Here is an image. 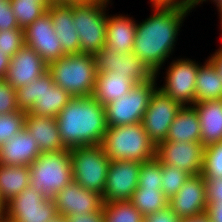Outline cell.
<instances>
[{
  "label": "cell",
  "instance_id": "1",
  "mask_svg": "<svg viewBox=\"0 0 222 222\" xmlns=\"http://www.w3.org/2000/svg\"><path fill=\"white\" fill-rule=\"evenodd\" d=\"M150 16L137 21L133 54L155 73L175 52L184 20L193 11L188 6L152 3ZM174 51V52H173Z\"/></svg>",
  "mask_w": 222,
  "mask_h": 222
},
{
  "label": "cell",
  "instance_id": "2",
  "mask_svg": "<svg viewBox=\"0 0 222 222\" xmlns=\"http://www.w3.org/2000/svg\"><path fill=\"white\" fill-rule=\"evenodd\" d=\"M56 120L65 148L102 144L107 129L105 106L92 95L72 97Z\"/></svg>",
  "mask_w": 222,
  "mask_h": 222
},
{
  "label": "cell",
  "instance_id": "3",
  "mask_svg": "<svg viewBox=\"0 0 222 222\" xmlns=\"http://www.w3.org/2000/svg\"><path fill=\"white\" fill-rule=\"evenodd\" d=\"M101 145L110 161L131 160L143 163L156 157V146L142 123L107 127Z\"/></svg>",
  "mask_w": 222,
  "mask_h": 222
},
{
  "label": "cell",
  "instance_id": "4",
  "mask_svg": "<svg viewBox=\"0 0 222 222\" xmlns=\"http://www.w3.org/2000/svg\"><path fill=\"white\" fill-rule=\"evenodd\" d=\"M53 81L72 97L91 96L96 81L93 54H67L48 65Z\"/></svg>",
  "mask_w": 222,
  "mask_h": 222
},
{
  "label": "cell",
  "instance_id": "5",
  "mask_svg": "<svg viewBox=\"0 0 222 222\" xmlns=\"http://www.w3.org/2000/svg\"><path fill=\"white\" fill-rule=\"evenodd\" d=\"M112 1L73 0V20L79 37L80 53L94 54L105 46L106 11L113 5Z\"/></svg>",
  "mask_w": 222,
  "mask_h": 222
},
{
  "label": "cell",
  "instance_id": "6",
  "mask_svg": "<svg viewBox=\"0 0 222 222\" xmlns=\"http://www.w3.org/2000/svg\"><path fill=\"white\" fill-rule=\"evenodd\" d=\"M19 110L38 116L56 117L72 96L54 83L49 71L16 90Z\"/></svg>",
  "mask_w": 222,
  "mask_h": 222
},
{
  "label": "cell",
  "instance_id": "7",
  "mask_svg": "<svg viewBox=\"0 0 222 222\" xmlns=\"http://www.w3.org/2000/svg\"><path fill=\"white\" fill-rule=\"evenodd\" d=\"M29 169L30 186L46 198L53 199L73 181L70 149L41 153Z\"/></svg>",
  "mask_w": 222,
  "mask_h": 222
},
{
  "label": "cell",
  "instance_id": "8",
  "mask_svg": "<svg viewBox=\"0 0 222 222\" xmlns=\"http://www.w3.org/2000/svg\"><path fill=\"white\" fill-rule=\"evenodd\" d=\"M73 181L82 188L103 195L110 158L102 145L82 146L70 149Z\"/></svg>",
  "mask_w": 222,
  "mask_h": 222
},
{
  "label": "cell",
  "instance_id": "9",
  "mask_svg": "<svg viewBox=\"0 0 222 222\" xmlns=\"http://www.w3.org/2000/svg\"><path fill=\"white\" fill-rule=\"evenodd\" d=\"M157 82L154 77L135 84L129 93L105 105L107 127L141 123L150 98L159 85Z\"/></svg>",
  "mask_w": 222,
  "mask_h": 222
},
{
  "label": "cell",
  "instance_id": "10",
  "mask_svg": "<svg viewBox=\"0 0 222 222\" xmlns=\"http://www.w3.org/2000/svg\"><path fill=\"white\" fill-rule=\"evenodd\" d=\"M178 58L169 62L167 69L161 67L155 72V78L158 79L161 70H166L163 72V74L165 73L163 85H159L157 88L182 106L193 105L195 103L196 77L201 62H196V59L186 58V56Z\"/></svg>",
  "mask_w": 222,
  "mask_h": 222
},
{
  "label": "cell",
  "instance_id": "11",
  "mask_svg": "<svg viewBox=\"0 0 222 222\" xmlns=\"http://www.w3.org/2000/svg\"><path fill=\"white\" fill-rule=\"evenodd\" d=\"M56 215L54 200L31 186L6 203L5 218L11 222H49Z\"/></svg>",
  "mask_w": 222,
  "mask_h": 222
},
{
  "label": "cell",
  "instance_id": "12",
  "mask_svg": "<svg viewBox=\"0 0 222 222\" xmlns=\"http://www.w3.org/2000/svg\"><path fill=\"white\" fill-rule=\"evenodd\" d=\"M96 72H113L124 76L134 85L152 80L155 73L148 65L133 52L121 53L105 46L97 53L93 54Z\"/></svg>",
  "mask_w": 222,
  "mask_h": 222
},
{
  "label": "cell",
  "instance_id": "13",
  "mask_svg": "<svg viewBox=\"0 0 222 222\" xmlns=\"http://www.w3.org/2000/svg\"><path fill=\"white\" fill-rule=\"evenodd\" d=\"M182 105L159 88L153 92L142 118V125L150 140L157 146L167 138L171 123Z\"/></svg>",
  "mask_w": 222,
  "mask_h": 222
},
{
  "label": "cell",
  "instance_id": "14",
  "mask_svg": "<svg viewBox=\"0 0 222 222\" xmlns=\"http://www.w3.org/2000/svg\"><path fill=\"white\" fill-rule=\"evenodd\" d=\"M141 163L131 160L110 161L102 195L103 202L131 200L138 187Z\"/></svg>",
  "mask_w": 222,
  "mask_h": 222
},
{
  "label": "cell",
  "instance_id": "15",
  "mask_svg": "<svg viewBox=\"0 0 222 222\" xmlns=\"http://www.w3.org/2000/svg\"><path fill=\"white\" fill-rule=\"evenodd\" d=\"M204 146L198 142L164 141L156 146V158L163 164L177 167L191 176L203 169Z\"/></svg>",
  "mask_w": 222,
  "mask_h": 222
},
{
  "label": "cell",
  "instance_id": "16",
  "mask_svg": "<svg viewBox=\"0 0 222 222\" xmlns=\"http://www.w3.org/2000/svg\"><path fill=\"white\" fill-rule=\"evenodd\" d=\"M54 31L48 11L24 29V44L34 49L48 65L66 55Z\"/></svg>",
  "mask_w": 222,
  "mask_h": 222
},
{
  "label": "cell",
  "instance_id": "17",
  "mask_svg": "<svg viewBox=\"0 0 222 222\" xmlns=\"http://www.w3.org/2000/svg\"><path fill=\"white\" fill-rule=\"evenodd\" d=\"M58 215L73 216L98 212L103 207L102 195L72 181L53 198Z\"/></svg>",
  "mask_w": 222,
  "mask_h": 222
},
{
  "label": "cell",
  "instance_id": "18",
  "mask_svg": "<svg viewBox=\"0 0 222 222\" xmlns=\"http://www.w3.org/2000/svg\"><path fill=\"white\" fill-rule=\"evenodd\" d=\"M168 206L180 218L193 217L206 212V184L200 175L190 176L181 189L168 201Z\"/></svg>",
  "mask_w": 222,
  "mask_h": 222
},
{
  "label": "cell",
  "instance_id": "19",
  "mask_svg": "<svg viewBox=\"0 0 222 222\" xmlns=\"http://www.w3.org/2000/svg\"><path fill=\"white\" fill-rule=\"evenodd\" d=\"M47 71L48 64L34 49L24 44L11 58L5 80L17 90Z\"/></svg>",
  "mask_w": 222,
  "mask_h": 222
},
{
  "label": "cell",
  "instance_id": "20",
  "mask_svg": "<svg viewBox=\"0 0 222 222\" xmlns=\"http://www.w3.org/2000/svg\"><path fill=\"white\" fill-rule=\"evenodd\" d=\"M47 11L60 40L63 52L67 54H79L80 44L76 25L73 20V0L71 2L52 3Z\"/></svg>",
  "mask_w": 222,
  "mask_h": 222
},
{
  "label": "cell",
  "instance_id": "21",
  "mask_svg": "<svg viewBox=\"0 0 222 222\" xmlns=\"http://www.w3.org/2000/svg\"><path fill=\"white\" fill-rule=\"evenodd\" d=\"M40 155L37 141L24 128L0 147V164L30 166Z\"/></svg>",
  "mask_w": 222,
  "mask_h": 222
},
{
  "label": "cell",
  "instance_id": "22",
  "mask_svg": "<svg viewBox=\"0 0 222 222\" xmlns=\"http://www.w3.org/2000/svg\"><path fill=\"white\" fill-rule=\"evenodd\" d=\"M25 129L37 141L41 153L66 149L61 140L56 117L26 113Z\"/></svg>",
  "mask_w": 222,
  "mask_h": 222
},
{
  "label": "cell",
  "instance_id": "23",
  "mask_svg": "<svg viewBox=\"0 0 222 222\" xmlns=\"http://www.w3.org/2000/svg\"><path fill=\"white\" fill-rule=\"evenodd\" d=\"M107 11L106 48L115 49L121 53L133 51L137 20L126 14H110Z\"/></svg>",
  "mask_w": 222,
  "mask_h": 222
},
{
  "label": "cell",
  "instance_id": "24",
  "mask_svg": "<svg viewBox=\"0 0 222 222\" xmlns=\"http://www.w3.org/2000/svg\"><path fill=\"white\" fill-rule=\"evenodd\" d=\"M201 126V143L204 147L222 141V99L194 103Z\"/></svg>",
  "mask_w": 222,
  "mask_h": 222
},
{
  "label": "cell",
  "instance_id": "25",
  "mask_svg": "<svg viewBox=\"0 0 222 222\" xmlns=\"http://www.w3.org/2000/svg\"><path fill=\"white\" fill-rule=\"evenodd\" d=\"M165 141L201 143V126L193 105L182 106L171 123Z\"/></svg>",
  "mask_w": 222,
  "mask_h": 222
},
{
  "label": "cell",
  "instance_id": "26",
  "mask_svg": "<svg viewBox=\"0 0 222 222\" xmlns=\"http://www.w3.org/2000/svg\"><path fill=\"white\" fill-rule=\"evenodd\" d=\"M134 84L113 72H100L96 75L95 87L92 96L99 101L102 106L120 99L130 92Z\"/></svg>",
  "mask_w": 222,
  "mask_h": 222
},
{
  "label": "cell",
  "instance_id": "27",
  "mask_svg": "<svg viewBox=\"0 0 222 222\" xmlns=\"http://www.w3.org/2000/svg\"><path fill=\"white\" fill-rule=\"evenodd\" d=\"M222 99V77L207 58L200 64L195 84V103Z\"/></svg>",
  "mask_w": 222,
  "mask_h": 222
},
{
  "label": "cell",
  "instance_id": "28",
  "mask_svg": "<svg viewBox=\"0 0 222 222\" xmlns=\"http://www.w3.org/2000/svg\"><path fill=\"white\" fill-rule=\"evenodd\" d=\"M29 166L0 164V195L5 203L30 186Z\"/></svg>",
  "mask_w": 222,
  "mask_h": 222
},
{
  "label": "cell",
  "instance_id": "29",
  "mask_svg": "<svg viewBox=\"0 0 222 222\" xmlns=\"http://www.w3.org/2000/svg\"><path fill=\"white\" fill-rule=\"evenodd\" d=\"M168 201L162 188H137L130 200L144 216L165 209Z\"/></svg>",
  "mask_w": 222,
  "mask_h": 222
},
{
  "label": "cell",
  "instance_id": "30",
  "mask_svg": "<svg viewBox=\"0 0 222 222\" xmlns=\"http://www.w3.org/2000/svg\"><path fill=\"white\" fill-rule=\"evenodd\" d=\"M104 222H143L144 215L130 201L103 202Z\"/></svg>",
  "mask_w": 222,
  "mask_h": 222
},
{
  "label": "cell",
  "instance_id": "31",
  "mask_svg": "<svg viewBox=\"0 0 222 222\" xmlns=\"http://www.w3.org/2000/svg\"><path fill=\"white\" fill-rule=\"evenodd\" d=\"M19 28L26 29L47 11L52 3H37L33 0H10Z\"/></svg>",
  "mask_w": 222,
  "mask_h": 222
},
{
  "label": "cell",
  "instance_id": "32",
  "mask_svg": "<svg viewBox=\"0 0 222 222\" xmlns=\"http://www.w3.org/2000/svg\"><path fill=\"white\" fill-rule=\"evenodd\" d=\"M161 181H162V191L165 197L170 200L176 193L181 189L183 184L191 176L187 172L180 170L177 167H173L168 164H163L161 162Z\"/></svg>",
  "mask_w": 222,
  "mask_h": 222
},
{
  "label": "cell",
  "instance_id": "33",
  "mask_svg": "<svg viewBox=\"0 0 222 222\" xmlns=\"http://www.w3.org/2000/svg\"><path fill=\"white\" fill-rule=\"evenodd\" d=\"M201 175L204 178L222 177V141L204 147Z\"/></svg>",
  "mask_w": 222,
  "mask_h": 222
},
{
  "label": "cell",
  "instance_id": "34",
  "mask_svg": "<svg viewBox=\"0 0 222 222\" xmlns=\"http://www.w3.org/2000/svg\"><path fill=\"white\" fill-rule=\"evenodd\" d=\"M26 112L18 110L0 115V147L25 128Z\"/></svg>",
  "mask_w": 222,
  "mask_h": 222
},
{
  "label": "cell",
  "instance_id": "35",
  "mask_svg": "<svg viewBox=\"0 0 222 222\" xmlns=\"http://www.w3.org/2000/svg\"><path fill=\"white\" fill-rule=\"evenodd\" d=\"M161 162L154 157L141 163L137 188H161Z\"/></svg>",
  "mask_w": 222,
  "mask_h": 222
},
{
  "label": "cell",
  "instance_id": "36",
  "mask_svg": "<svg viewBox=\"0 0 222 222\" xmlns=\"http://www.w3.org/2000/svg\"><path fill=\"white\" fill-rule=\"evenodd\" d=\"M24 45V30L21 28L0 30V50L13 57Z\"/></svg>",
  "mask_w": 222,
  "mask_h": 222
},
{
  "label": "cell",
  "instance_id": "37",
  "mask_svg": "<svg viewBox=\"0 0 222 222\" xmlns=\"http://www.w3.org/2000/svg\"><path fill=\"white\" fill-rule=\"evenodd\" d=\"M18 110L16 90L5 79H0V115Z\"/></svg>",
  "mask_w": 222,
  "mask_h": 222
},
{
  "label": "cell",
  "instance_id": "38",
  "mask_svg": "<svg viewBox=\"0 0 222 222\" xmlns=\"http://www.w3.org/2000/svg\"><path fill=\"white\" fill-rule=\"evenodd\" d=\"M19 28L10 0H0V30Z\"/></svg>",
  "mask_w": 222,
  "mask_h": 222
},
{
  "label": "cell",
  "instance_id": "39",
  "mask_svg": "<svg viewBox=\"0 0 222 222\" xmlns=\"http://www.w3.org/2000/svg\"><path fill=\"white\" fill-rule=\"evenodd\" d=\"M207 202H222V177L204 178Z\"/></svg>",
  "mask_w": 222,
  "mask_h": 222
},
{
  "label": "cell",
  "instance_id": "40",
  "mask_svg": "<svg viewBox=\"0 0 222 222\" xmlns=\"http://www.w3.org/2000/svg\"><path fill=\"white\" fill-rule=\"evenodd\" d=\"M143 222H181V219L167 206L163 210L145 215Z\"/></svg>",
  "mask_w": 222,
  "mask_h": 222
},
{
  "label": "cell",
  "instance_id": "41",
  "mask_svg": "<svg viewBox=\"0 0 222 222\" xmlns=\"http://www.w3.org/2000/svg\"><path fill=\"white\" fill-rule=\"evenodd\" d=\"M68 222H104L103 209L98 212L85 213L84 215L66 216Z\"/></svg>",
  "mask_w": 222,
  "mask_h": 222
},
{
  "label": "cell",
  "instance_id": "42",
  "mask_svg": "<svg viewBox=\"0 0 222 222\" xmlns=\"http://www.w3.org/2000/svg\"><path fill=\"white\" fill-rule=\"evenodd\" d=\"M206 213L211 222H222V202H207Z\"/></svg>",
  "mask_w": 222,
  "mask_h": 222
},
{
  "label": "cell",
  "instance_id": "43",
  "mask_svg": "<svg viewBox=\"0 0 222 222\" xmlns=\"http://www.w3.org/2000/svg\"><path fill=\"white\" fill-rule=\"evenodd\" d=\"M222 41V40H221ZM215 52L210 54L207 58L212 62V64L217 69L218 73L222 77V43Z\"/></svg>",
  "mask_w": 222,
  "mask_h": 222
},
{
  "label": "cell",
  "instance_id": "44",
  "mask_svg": "<svg viewBox=\"0 0 222 222\" xmlns=\"http://www.w3.org/2000/svg\"><path fill=\"white\" fill-rule=\"evenodd\" d=\"M11 57L0 50V79H5L10 65Z\"/></svg>",
  "mask_w": 222,
  "mask_h": 222
},
{
  "label": "cell",
  "instance_id": "45",
  "mask_svg": "<svg viewBox=\"0 0 222 222\" xmlns=\"http://www.w3.org/2000/svg\"><path fill=\"white\" fill-rule=\"evenodd\" d=\"M203 2L207 3V0H171L168 4L188 6L189 8L194 10L198 6L201 7Z\"/></svg>",
  "mask_w": 222,
  "mask_h": 222
},
{
  "label": "cell",
  "instance_id": "46",
  "mask_svg": "<svg viewBox=\"0 0 222 222\" xmlns=\"http://www.w3.org/2000/svg\"><path fill=\"white\" fill-rule=\"evenodd\" d=\"M181 222H211L206 212L203 214L181 219Z\"/></svg>",
  "mask_w": 222,
  "mask_h": 222
},
{
  "label": "cell",
  "instance_id": "47",
  "mask_svg": "<svg viewBox=\"0 0 222 222\" xmlns=\"http://www.w3.org/2000/svg\"><path fill=\"white\" fill-rule=\"evenodd\" d=\"M5 213H6V203L1 198V195H0V219H4L5 218Z\"/></svg>",
  "mask_w": 222,
  "mask_h": 222
},
{
  "label": "cell",
  "instance_id": "48",
  "mask_svg": "<svg viewBox=\"0 0 222 222\" xmlns=\"http://www.w3.org/2000/svg\"><path fill=\"white\" fill-rule=\"evenodd\" d=\"M49 222H68L67 218L62 215H56L53 219H51Z\"/></svg>",
  "mask_w": 222,
  "mask_h": 222
},
{
  "label": "cell",
  "instance_id": "49",
  "mask_svg": "<svg viewBox=\"0 0 222 222\" xmlns=\"http://www.w3.org/2000/svg\"><path fill=\"white\" fill-rule=\"evenodd\" d=\"M211 1L212 4L216 5V11L218 12L222 8V0H207V2Z\"/></svg>",
  "mask_w": 222,
  "mask_h": 222
},
{
  "label": "cell",
  "instance_id": "50",
  "mask_svg": "<svg viewBox=\"0 0 222 222\" xmlns=\"http://www.w3.org/2000/svg\"><path fill=\"white\" fill-rule=\"evenodd\" d=\"M149 1H150L149 4H152V3L168 4L171 0H149Z\"/></svg>",
  "mask_w": 222,
  "mask_h": 222
},
{
  "label": "cell",
  "instance_id": "51",
  "mask_svg": "<svg viewBox=\"0 0 222 222\" xmlns=\"http://www.w3.org/2000/svg\"><path fill=\"white\" fill-rule=\"evenodd\" d=\"M218 16H219V23H220V25H218L219 26V30H220V32L222 31V8L218 11Z\"/></svg>",
  "mask_w": 222,
  "mask_h": 222
},
{
  "label": "cell",
  "instance_id": "52",
  "mask_svg": "<svg viewBox=\"0 0 222 222\" xmlns=\"http://www.w3.org/2000/svg\"><path fill=\"white\" fill-rule=\"evenodd\" d=\"M33 1L37 3H53L51 0H33Z\"/></svg>",
  "mask_w": 222,
  "mask_h": 222
},
{
  "label": "cell",
  "instance_id": "53",
  "mask_svg": "<svg viewBox=\"0 0 222 222\" xmlns=\"http://www.w3.org/2000/svg\"><path fill=\"white\" fill-rule=\"evenodd\" d=\"M53 3L71 2L72 0H51Z\"/></svg>",
  "mask_w": 222,
  "mask_h": 222
},
{
  "label": "cell",
  "instance_id": "54",
  "mask_svg": "<svg viewBox=\"0 0 222 222\" xmlns=\"http://www.w3.org/2000/svg\"><path fill=\"white\" fill-rule=\"evenodd\" d=\"M0 222H11V221H8L6 218H4V219H0Z\"/></svg>",
  "mask_w": 222,
  "mask_h": 222
}]
</instances>
